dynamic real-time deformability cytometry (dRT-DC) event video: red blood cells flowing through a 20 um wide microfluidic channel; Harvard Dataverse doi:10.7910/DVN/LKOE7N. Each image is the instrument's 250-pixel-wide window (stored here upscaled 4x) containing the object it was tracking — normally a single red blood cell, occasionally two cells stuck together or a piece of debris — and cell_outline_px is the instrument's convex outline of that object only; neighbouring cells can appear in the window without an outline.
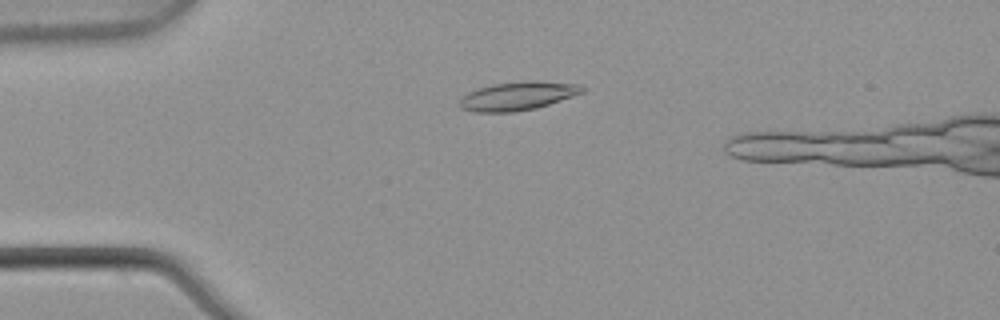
{"species": "common noctule bat (a hibernating species)", "species_latin": "Nyctalus noctula", "temperature_condition": "warm", "stored_images_in_passage": 8, "camera_frame_rate_fps": 3000, "um_per_image_px": 0.085, "animal": {"sex": "male", "body_mass_g": 21.5, "forearm_length_mm": 52.0}, "frame": {"image": 1, "passage_image": 4, "time_ms": 1.0, "image_size_px": [1000, 320], "cell_outline_px": [[584, 92], [536, 108], [516, 112], [476, 112], [460, 108], [456, 104], [468, 92], [492, 84], [532, 80], [580, 84], [584, 88]], "centroid_in_image_um": [43.99, 8.16], "position_along_channel_um": 41.0, "area_um2": 20.35}}
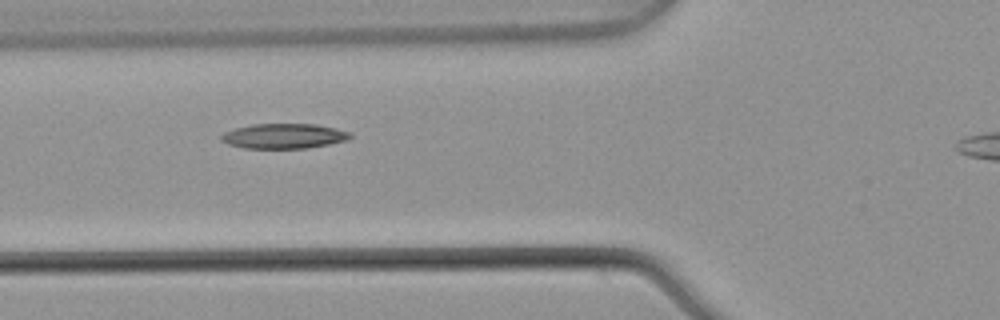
{"frame": {"image": 2, "passage_image": 6, "time_ms": 1.667, "image_size_px": [1000, 320], "cell_outline_px": [[352, 136], [348, 140], [308, 148], [244, 148], [228, 144], [220, 140], [220, 136], [224, 132], [236, 128], [252, 124], [316, 124], [336, 128], [352, 132]], "centroid_in_image_um": [24.15, 11.56], "position_along_channel_um": 101.7, "area_um2": 18.84}}
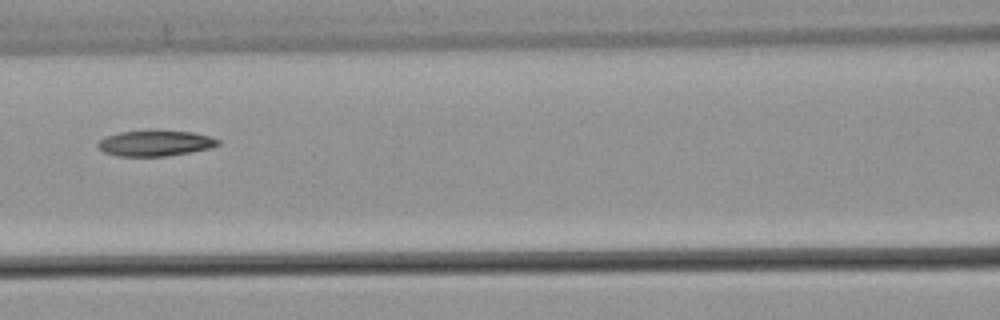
{"frame": {"image": 3, "passage_image": 7, "time_ms": 2.0, "image_size_px": [1000, 320], "cell_outline_px": [[220, 144], [208, 148], [168, 156], [116, 156], [104, 152], [96, 144], [100, 140], [108, 136], [120, 132], [192, 132], [208, 136], [220, 140]], "centroid_in_image_um": [13.18, 12.2], "position_along_channel_um": 153.4, "area_um2": 17.28}}